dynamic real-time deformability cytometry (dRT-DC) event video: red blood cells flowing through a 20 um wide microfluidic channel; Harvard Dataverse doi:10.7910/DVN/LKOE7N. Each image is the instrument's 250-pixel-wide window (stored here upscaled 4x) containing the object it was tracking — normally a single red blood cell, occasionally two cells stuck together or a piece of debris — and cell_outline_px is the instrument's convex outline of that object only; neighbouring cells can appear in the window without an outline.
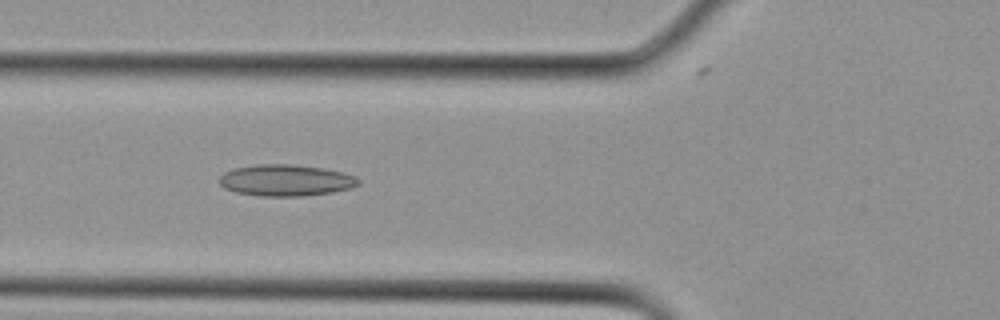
{"species": "Egyptian fruit bat (a non-hibernating species)", "species_latin": "Rousettus aegyptiacus", "temperature_condition": "cold", "stored_images_in_passage": 19, "camera_frame_rate_fps": 3000, "um_per_image_px": 0.085, "animal": {"sex": "female"}, "frame": {"image": 1, "passage_image": 10, "time_ms": 3.0, "image_size_px": [1000, 320], "cell_outline_px": [[360, 184], [352, 188], [332, 192], [304, 196], [260, 196], [236, 192], [224, 188], [220, 184], [220, 176], [224, 172], [236, 168], [256, 164], [292, 164], [324, 168], [344, 172], [356, 176], [360, 180]], "centroid_in_image_um": [24.33, 15.32], "position_along_channel_um": 101.5, "area_um2": 25.66}}
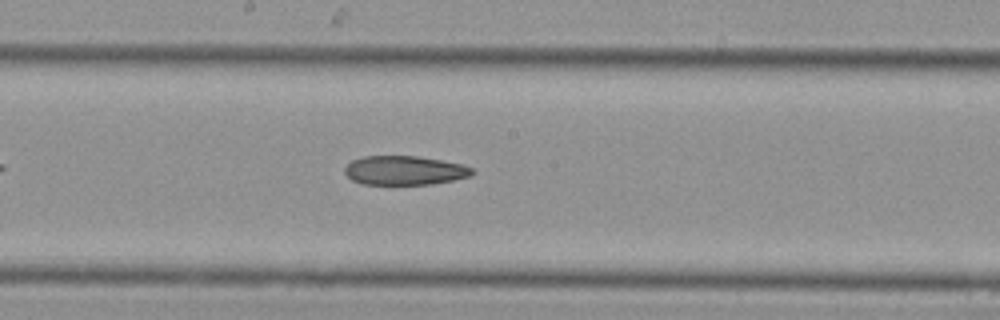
{"frame": {"image": 2, "passage_image": 15, "time_ms": 4.667, "image_size_px": [1000, 320], "cell_outline_px": [[476, 172], [472, 176], [432, 184], [360, 184], [352, 180], [344, 172], [344, 168], [352, 160], [364, 156], [416, 156], [464, 164], [472, 168]], "centroid_in_image_um": [34.41, 14.48], "position_along_channel_um": 213.8, "area_um2": 21.68}}
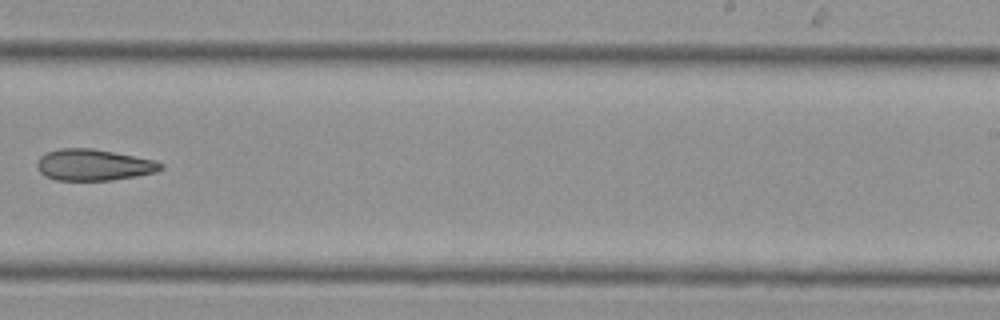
{"frame": {"image": 3, "passage_image": 18, "time_ms": 5.667, "image_size_px": [1000, 320], "cell_outline_px": [[164, 168], [156, 172], [136, 176], [112, 180], [56, 180], [44, 176], [40, 172], [36, 164], [40, 156], [48, 152], [60, 148], [92, 148], [156, 160], [164, 164]], "centroid_in_image_um": [7.97, 14.02], "position_along_channel_um": 281.0, "area_um2": 22.66}}